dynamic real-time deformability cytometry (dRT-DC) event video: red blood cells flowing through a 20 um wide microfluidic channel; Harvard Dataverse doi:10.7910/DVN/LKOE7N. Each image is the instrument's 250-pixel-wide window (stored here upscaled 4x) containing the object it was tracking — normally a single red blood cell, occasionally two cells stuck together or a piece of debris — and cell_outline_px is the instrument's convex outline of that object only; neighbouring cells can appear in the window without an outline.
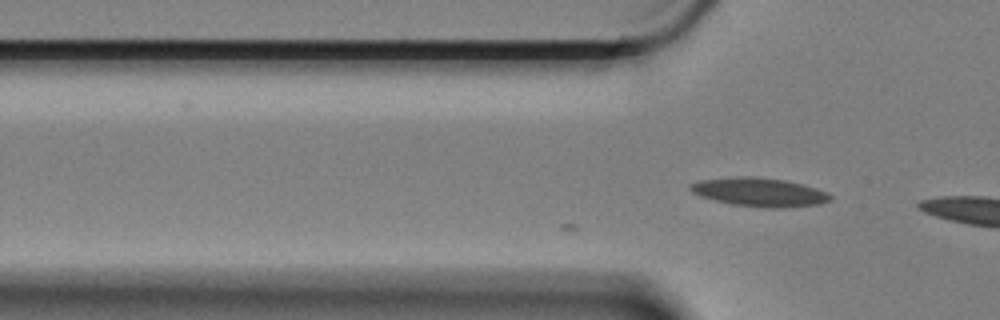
{"species": "Egyptian fruit bat (a non-hibernating species)", "species_latin": "Rousettus aegyptiacus", "temperature_condition": "cold", "stored_images_in_passage": 11, "camera_frame_rate_fps": 3000, "um_per_image_px": 0.085, "animal": {"sex": "female"}, "frame": {"image": 1, "passage_image": 11, "time_ms": 3.333, "image_size_px": [1000, 320], "cell_outline_px": [[832, 200], [820, 204], [788, 208], [768, 208], [732, 204], [700, 196], [692, 192], [688, 188], [688, 184], [700, 180], [744, 176], [752, 176], [784, 180], [816, 188], [828, 192], [832, 196]], "centroid_in_image_um": [64.57, 16.34], "position_along_channel_um": 61.2, "area_um2": 23.41}}